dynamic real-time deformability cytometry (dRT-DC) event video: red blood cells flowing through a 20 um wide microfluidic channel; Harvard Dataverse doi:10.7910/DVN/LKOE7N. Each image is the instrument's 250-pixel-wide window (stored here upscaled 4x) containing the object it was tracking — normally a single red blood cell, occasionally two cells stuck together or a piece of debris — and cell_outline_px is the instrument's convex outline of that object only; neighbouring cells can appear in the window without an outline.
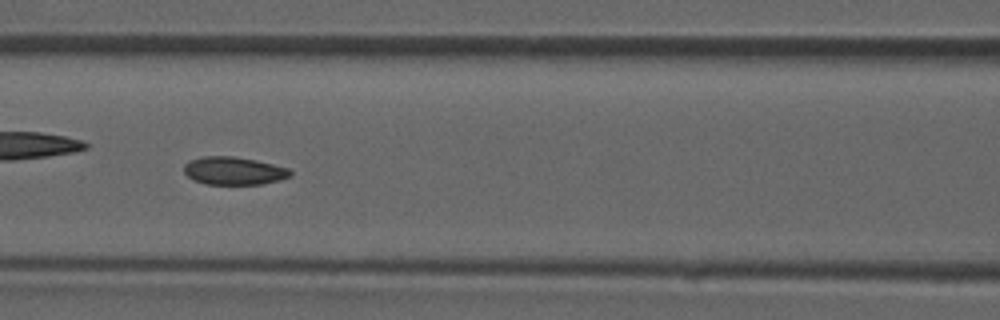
{"species": "common noctule bat (a hibernating species)", "species_latin": "Nyctalus noctula", "temperature_condition": "room temperature", "stored_images_in_passage": 47, "camera_frame_rate_fps": 3000, "um_per_image_px": 0.085, "animal": {"sex": "male", "forearm_length_mm": 52.5}, "frame": {"image": 1, "passage_image": 21, "time_ms": 6.667, "image_size_px": [1000, 320], "cell_outline_px": [[292, 176], [280, 180], [260, 184], [204, 184], [192, 180], [184, 172], [184, 164], [192, 160], [204, 156], [232, 156], [256, 160], [288, 168], [292, 172]], "centroid_in_image_um": [19.87, 14.52], "position_along_channel_um": 146.7, "area_um2": 17.28}}